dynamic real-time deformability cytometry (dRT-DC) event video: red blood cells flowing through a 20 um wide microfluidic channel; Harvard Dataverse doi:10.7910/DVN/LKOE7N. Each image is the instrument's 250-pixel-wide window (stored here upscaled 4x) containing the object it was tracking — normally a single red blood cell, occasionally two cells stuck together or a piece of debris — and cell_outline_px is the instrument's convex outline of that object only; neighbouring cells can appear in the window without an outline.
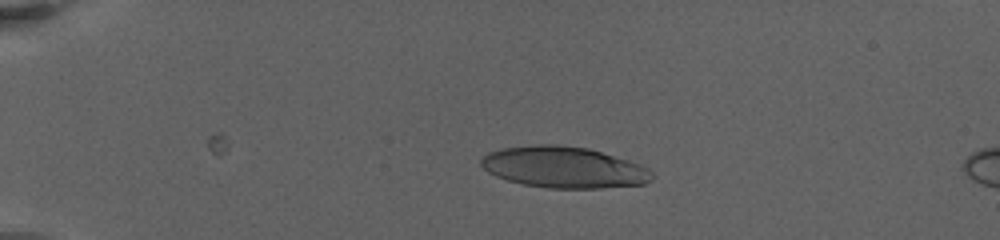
{"species": "human", "species_latin": "Homo sapiens", "temperature_condition": "warm", "stored_images_in_passage": 35, "camera_frame_rate_fps": 3000, "um_per_image_px": 0.085, "donor": {"sex": "female"}, "frame": {"image": 1, "passage_image": 6, "time_ms": 4.0, "image_size_px": [1000, 240], "cell_outline_px": [[652, 176], [644, 184], [600, 188], [548, 188], [524, 184], [508, 180], [496, 176], [488, 172], [480, 164], [480, 160], [488, 152], [500, 148], [540, 144], [560, 144], [588, 148], [628, 160], [640, 164], [648, 168], [652, 172]], "centroid_in_image_um": [47.9, 14.21], "position_along_channel_um": 37.1, "area_um2": 41.04}}
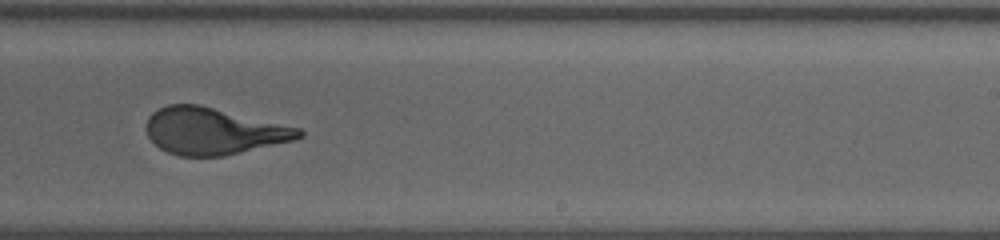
{"frame": {"image": 2, "passage_image": 20, "time_ms": 13.333, "image_size_px": [1000, 240], "cell_outline_px": [[304, 136], [292, 140], [224, 156], [180, 156], [168, 152], [160, 148], [148, 136], [148, 116], [152, 112], [168, 104], [200, 104], [300, 128], [304, 132]], "centroid_in_image_um": [18.14, 11.13], "position_along_channel_um": 270.9, "area_um2": 41.21}}
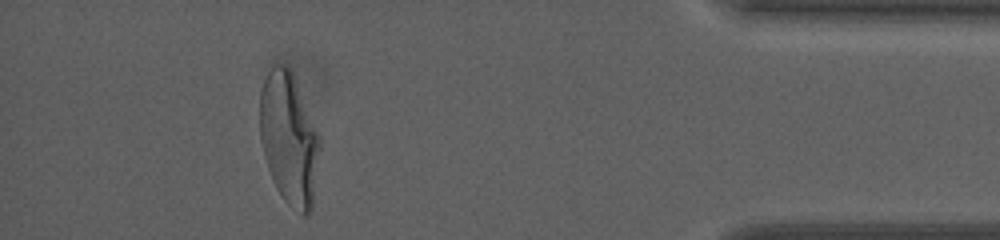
{"frame": {"image": 3, "passage_image": 35, "time_ms": 19.0, "image_size_px": [1000, 240], "cell_outline_px": [[320, 148], [312, 208], [308, 216], [300, 216], [284, 200], [276, 188], [272, 180], [264, 156], [260, 136], [260, 92], [264, 80], [272, 64], [288, 64], [292, 72], [320, 136]], "centroid_in_image_um": [24.57, 11.8], "position_along_channel_um": 410.6, "area_um2": 46.36}}